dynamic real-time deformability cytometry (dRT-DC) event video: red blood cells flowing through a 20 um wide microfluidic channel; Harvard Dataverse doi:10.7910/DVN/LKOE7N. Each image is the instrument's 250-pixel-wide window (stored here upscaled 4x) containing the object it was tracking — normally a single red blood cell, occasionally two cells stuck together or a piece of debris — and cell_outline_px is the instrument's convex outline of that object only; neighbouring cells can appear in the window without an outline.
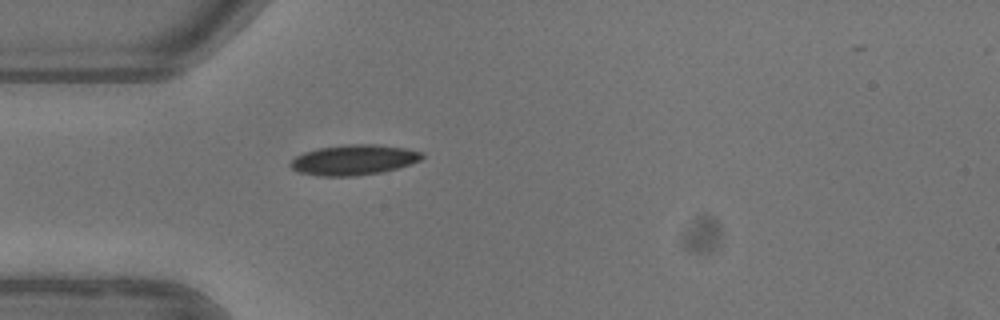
{"species": "common noctule bat (a hibernating species)", "species_latin": "Nyctalus noctula", "temperature_condition": "warm", "stored_images_in_passage": 1, "camera_frame_rate_fps": 3000, "um_per_image_px": 0.085, "animal": {"sex": "female"}, "frame": {"image": 1, "passage_image": 1, "time_ms": 0.0, "image_size_px": [1000, 320], "cell_outline_px": [[424, 156], [420, 160], [384, 172], [356, 176], [316, 176], [296, 172], [288, 164], [296, 156], [304, 152], [320, 148], [348, 144], [376, 144], [404, 148], [424, 152]], "centroid_in_image_um": [30.05, 13.6], "position_along_channel_um": 55.0, "area_um2": 23.29}}